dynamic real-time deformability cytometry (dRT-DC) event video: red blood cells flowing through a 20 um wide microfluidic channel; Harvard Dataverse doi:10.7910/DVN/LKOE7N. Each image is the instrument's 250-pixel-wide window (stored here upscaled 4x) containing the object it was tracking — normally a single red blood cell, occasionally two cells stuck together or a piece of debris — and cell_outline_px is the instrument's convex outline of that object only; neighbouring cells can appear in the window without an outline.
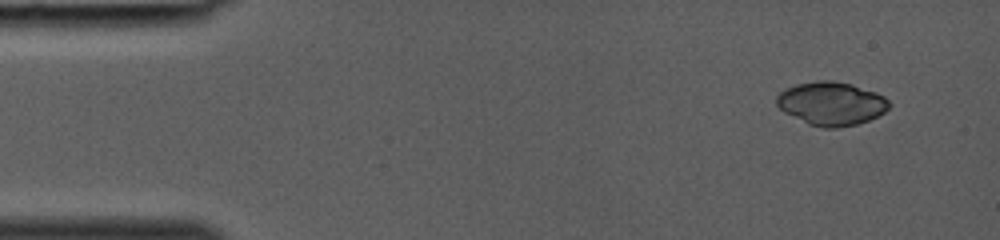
{"species": "common noctule bat (a hibernating species)", "species_latin": "Nyctalus noctula", "temperature_condition": "room temperature", "stored_images_in_passage": 37, "camera_frame_rate_fps": 3000, "um_per_image_px": 0.085, "animal": {"sex": "female", "body_mass_g": 19.0, "forearm_length_mm": 53.3}, "frame": {"image": 1, "passage_image": 3, "time_ms": 0.667, "image_size_px": [1000, 240], "cell_outline_px": [[892, 104], [884, 112], [868, 120], [856, 124], [836, 128], [824, 128], [808, 124], [784, 112], [776, 104], [776, 96], [780, 92], [796, 84], [820, 80], [832, 80], [852, 84], [876, 92], [884, 96]], "centroid_in_image_um": [70.67, 8.8], "position_along_channel_um": 14.3, "area_um2": 28.44}}
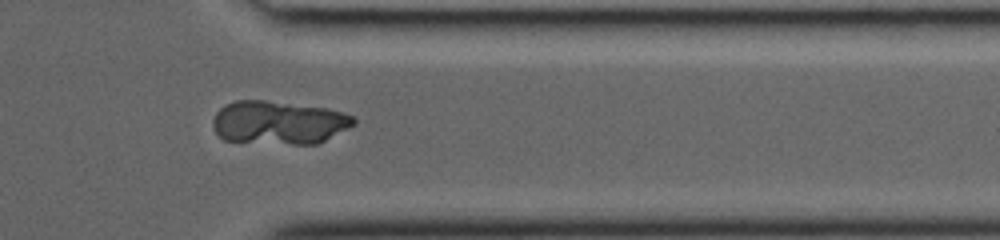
{"frame": {"image": 2, "passage_image": 31, "time_ms": 10.0, "image_size_px": [1000, 240], "cell_outline_px": [[356, 124], [316, 144], [292, 144], [224, 140], [212, 128], [212, 120], [216, 112], [224, 104], [236, 100], [264, 100], [328, 108], [344, 112], [356, 116]], "centroid_in_image_um": [23.7, 10.4], "position_along_channel_um": 387.7, "area_um2": 35.72}}
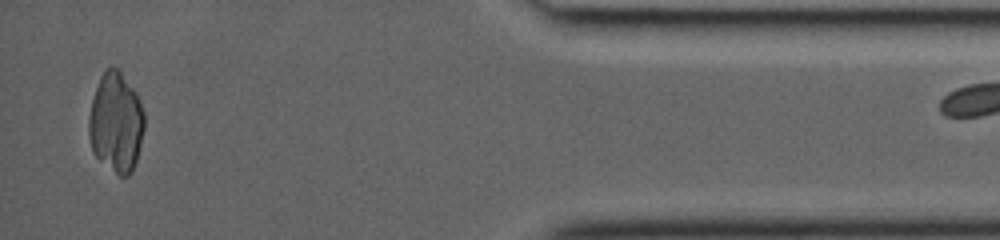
{"frame": {"image": 3, "passage_image": 36, "time_ms": 11.667, "image_size_px": [1000, 240], "cell_outline_px": [[144, 128], [136, 160], [132, 172], [128, 176], [120, 176], [100, 160], [92, 152], [88, 136], [88, 116], [92, 100], [100, 76], [108, 68], [116, 68], [120, 72], [136, 92], [140, 100], [144, 112]], "centroid_in_image_um": [9.85, 10.43], "position_along_channel_um": 425.4, "area_um2": 32.14}}